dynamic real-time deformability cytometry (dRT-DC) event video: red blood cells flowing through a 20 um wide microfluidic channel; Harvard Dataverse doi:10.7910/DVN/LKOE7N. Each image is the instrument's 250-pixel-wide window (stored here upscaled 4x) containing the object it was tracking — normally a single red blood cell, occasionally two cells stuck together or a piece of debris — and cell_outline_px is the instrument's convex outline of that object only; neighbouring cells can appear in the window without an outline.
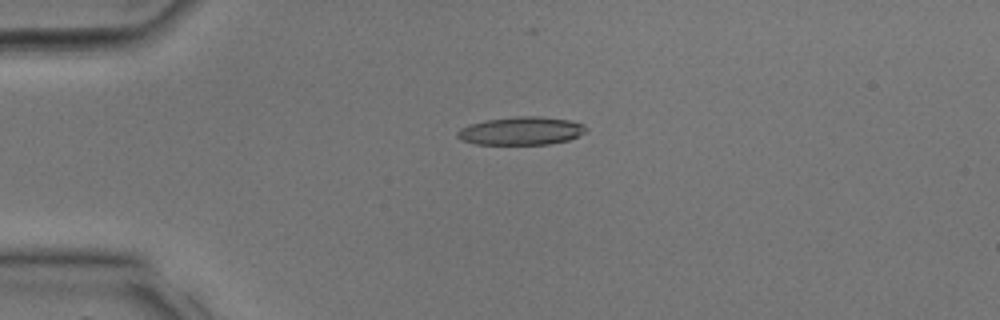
{"species": "common noctule bat (a hibernating species)", "species_latin": "Nyctalus noctula", "temperature_condition": "room temperature", "stored_images_in_passage": 25, "camera_frame_rate_fps": 3000, "um_per_image_px": 0.085, "animal": {"sex": "male", "body_mass_g": 17.9, "forearm_length_mm": 54.2}, "frame": {"image": 1, "passage_image": 1, "time_ms": 0.0, "image_size_px": [1000, 320], "cell_outline_px": [[588, 128], [584, 132], [568, 140], [548, 144], [476, 144], [460, 140], [456, 136], [456, 132], [460, 128], [468, 124], [484, 120], [516, 116], [540, 116], [568, 120], [584, 124]], "centroid_in_image_um": [44.25, 11.12], "position_along_channel_um": 40.8, "area_um2": 21.15}}
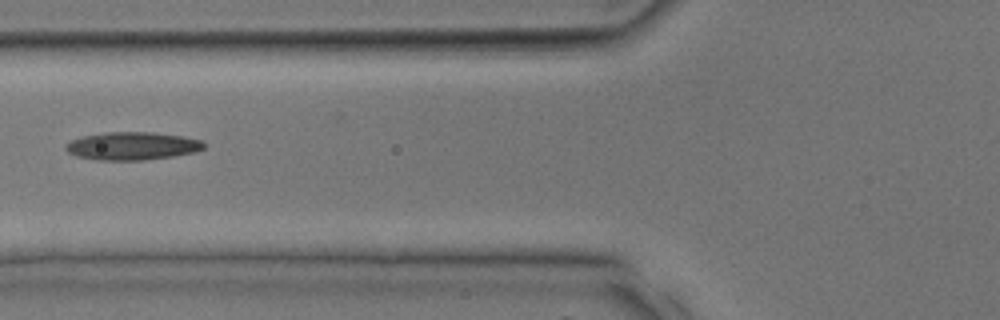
{"frame": {"image": 2, "passage_image": 6, "time_ms": 1.667, "image_size_px": [1000, 320], "cell_outline_px": [[204, 148], [196, 152], [172, 156], [144, 160], [96, 160], [76, 156], [68, 152], [64, 148], [64, 144], [72, 140], [84, 136], [108, 132], [152, 132], [184, 136], [200, 140], [204, 144]], "centroid_in_image_um": [11.23, 12.41], "position_along_channel_um": 114.6, "area_um2": 22.48}}
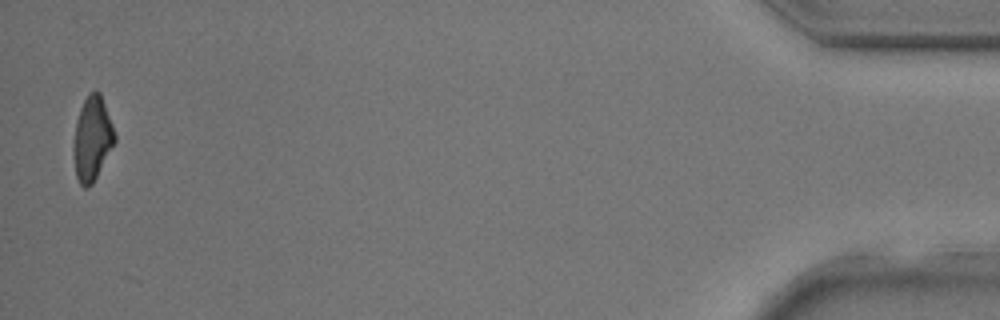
{"frame": {"image": 3, "passage_image": 25, "time_ms": 8.0, "image_size_px": [1000, 320], "cell_outline_px": [[116, 140], [92, 184], [88, 188], [84, 188], [80, 184], [76, 176], [72, 156], [72, 148], [76, 120], [80, 108], [84, 100], [96, 88], [100, 92], [112, 124], [116, 136]], "centroid_in_image_um": [7.81, 11.8], "position_along_channel_um": 427.4, "area_um2": 20.23}}